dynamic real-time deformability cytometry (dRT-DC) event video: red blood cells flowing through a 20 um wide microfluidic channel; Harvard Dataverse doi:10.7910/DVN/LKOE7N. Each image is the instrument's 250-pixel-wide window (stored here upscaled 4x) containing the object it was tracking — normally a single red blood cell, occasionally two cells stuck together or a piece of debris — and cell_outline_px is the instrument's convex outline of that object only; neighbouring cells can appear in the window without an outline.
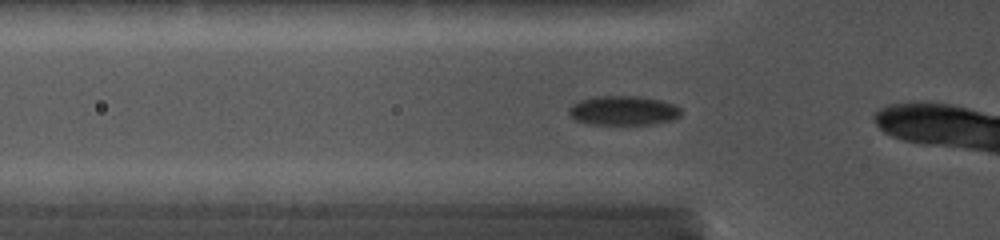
{"species": "common noctule bat (a hibernating species)", "species_latin": "Nyctalus noctula", "temperature_condition": "cold", "stored_images_in_passage": 22, "camera_frame_rate_fps": 5000, "um_per_image_px": 0.085, "animal": {"sex": "female", "body_mass_g": 19.0, "forearm_length_mm": 56.7}, "frame": {"image": 1, "passage_image": 4, "time_ms": 1.6, "image_size_px": [1000, 240], "cell_outline_px": [[680, 116], [672, 120], [652, 124], [588, 124], [576, 120], [568, 112], [568, 108], [572, 104], [580, 100], [600, 96], [632, 96], [660, 100], [672, 104], [680, 108]], "centroid_in_image_um": [52.96, 9.4], "position_along_channel_um": 72.8, "area_um2": 18.96}}
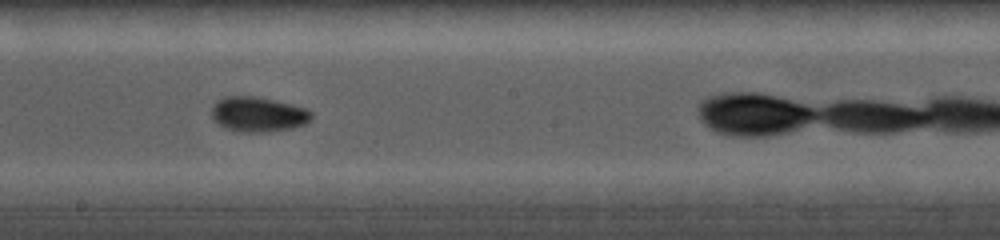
{"frame": {"image": 2, "passage_image": 13, "time_ms": 5.4, "image_size_px": [1000, 240], "cell_outline_px": [[312, 116], [304, 124], [292, 128], [268, 132], [244, 132], [224, 128], [212, 120], [212, 108], [216, 100], [224, 96], [252, 96], [272, 100], [308, 108], [312, 112]], "centroid_in_image_um": [21.9, 9.72], "position_along_channel_um": 226.3, "area_um2": 20.35}}
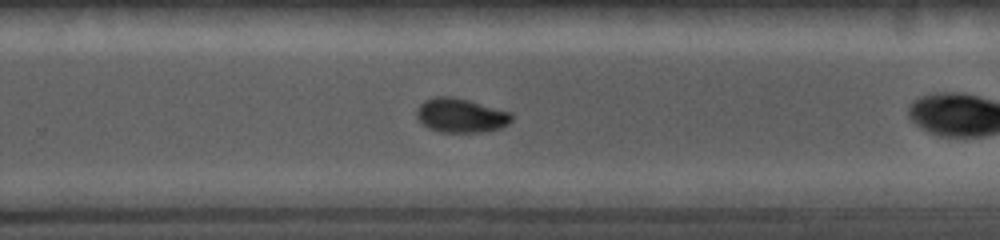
{"frame": {"image": 3, "passage_image": 16, "time_ms": 7.0, "image_size_px": [1000, 240], "cell_outline_px": [[512, 120], [508, 124], [500, 128], [484, 132], [440, 132], [428, 128], [416, 116], [416, 108], [424, 100], [436, 96], [452, 96], [468, 100], [512, 112]], "centroid_in_image_um": [39.17, 9.81], "position_along_channel_um": 290.6, "area_um2": 19.02}}